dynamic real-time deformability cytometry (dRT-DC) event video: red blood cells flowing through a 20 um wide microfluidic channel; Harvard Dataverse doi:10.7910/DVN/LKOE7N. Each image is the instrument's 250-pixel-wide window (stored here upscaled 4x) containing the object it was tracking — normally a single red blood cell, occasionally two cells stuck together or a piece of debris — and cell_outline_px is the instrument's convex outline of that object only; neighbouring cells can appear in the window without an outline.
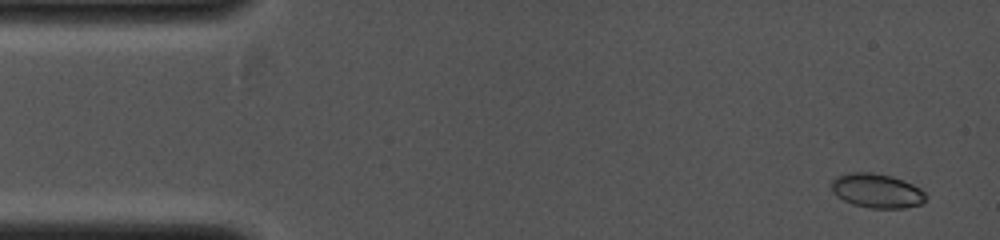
{"species": "common noctule bat (a hibernating species)", "species_latin": "Nyctalus noctula", "temperature_condition": "cold", "stored_images_in_passage": 29, "camera_frame_rate_fps": 4000, "um_per_image_px": 0.085, "animal": {"sex": "female", "body_mass_g": 19.0, "forearm_length_mm": 53.3}, "frame": {"image": 1, "passage_image": 1, "time_ms": 0.0, "image_size_px": [1000, 240], "cell_outline_px": [[928, 196], [920, 204], [904, 208], [872, 208], [852, 204], [836, 196], [832, 192], [828, 184], [836, 176], [848, 172], [872, 172], [892, 176], [904, 180], [920, 188]], "centroid_in_image_um": [74.48, 16.2], "position_along_channel_um": 10.5, "area_um2": 19.13}}
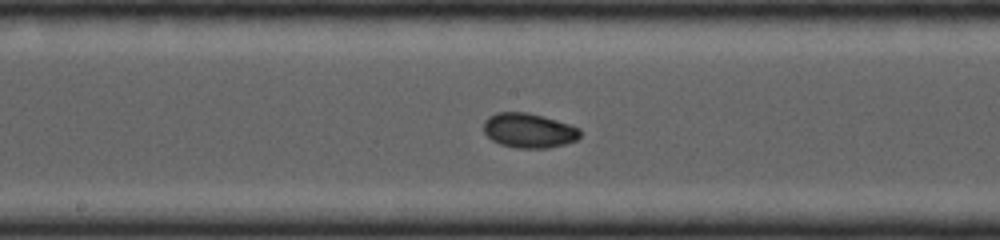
{"frame": {"image": 2, "passage_image": 16, "time_ms": 3.75, "image_size_px": [1000, 240], "cell_outline_px": [[580, 136], [576, 140], [564, 144], [548, 148], [520, 148], [500, 144], [492, 140], [484, 132], [484, 120], [488, 116], [496, 112], [528, 112], [544, 116], [580, 128]], "centroid_in_image_um": [44.94, 11.08], "position_along_channel_um": 203.3, "area_um2": 19.48}}
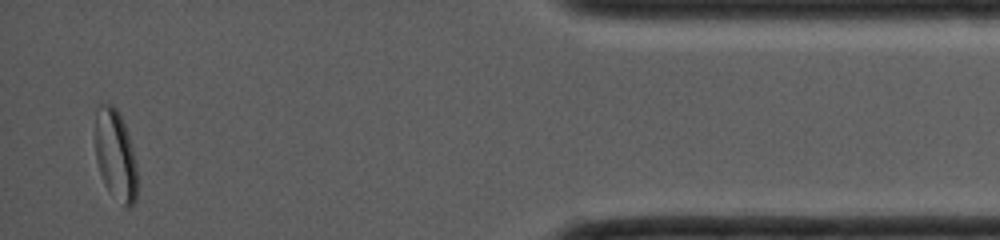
{"frame": {"image": 3, "passage_image": 29, "time_ms": 7.0, "image_size_px": [1000, 240], "cell_outline_px": [[136, 200], [128, 208], [124, 208], [104, 184], [96, 160], [96, 108], [100, 104], [112, 104], [120, 112], [132, 148], [136, 164]], "centroid_in_image_um": [9.81, 13.18], "position_along_channel_um": 425.4, "area_um2": 21.96}}